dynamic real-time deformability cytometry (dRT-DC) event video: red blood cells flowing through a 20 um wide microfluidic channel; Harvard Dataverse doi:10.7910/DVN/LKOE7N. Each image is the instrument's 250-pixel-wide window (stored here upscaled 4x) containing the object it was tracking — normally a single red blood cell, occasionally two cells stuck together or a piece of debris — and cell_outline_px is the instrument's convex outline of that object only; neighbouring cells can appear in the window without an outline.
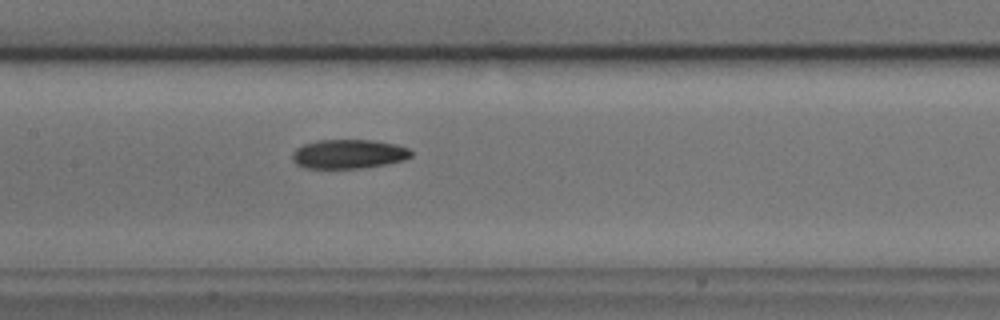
{"species": "common noctule bat (a hibernating species)", "species_latin": "Nyctalus noctula", "temperature_condition": "cold", "stored_images_in_passage": 38, "camera_frame_rate_fps": 3000, "um_per_image_px": 0.085, "animal": {"sex": "male", "body_mass_g": 17.9, "forearm_length_mm": 54.2}, "frame": {"image": 1, "passage_image": 13, "time_ms": 4.0, "image_size_px": [1000, 320], "cell_outline_px": [[412, 156], [404, 160], [388, 164], [360, 168], [304, 168], [296, 164], [292, 160], [292, 152], [296, 148], [304, 144], [316, 140], [372, 140], [396, 144], [408, 148], [412, 152]], "centroid_in_image_um": [29.62, 13.09], "position_along_channel_um": 177.8, "area_um2": 20.35}}
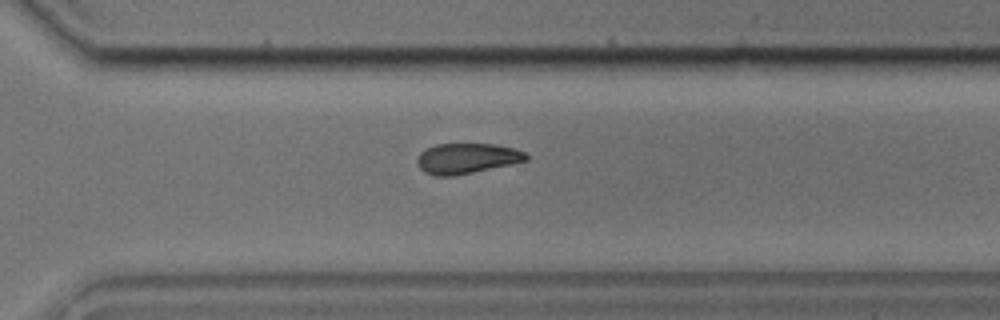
{"frame": {"image": 2, "passage_image": 25, "time_ms": 8.0, "image_size_px": [1000, 320], "cell_outline_px": [[528, 160], [472, 172], [452, 176], [432, 176], [424, 172], [416, 164], [416, 160], [420, 152], [436, 144], [492, 144], [516, 148], [524, 152], [528, 156]], "centroid_in_image_um": [39.64, 13.46], "position_along_channel_um": 331.0, "area_um2": 19.19}}
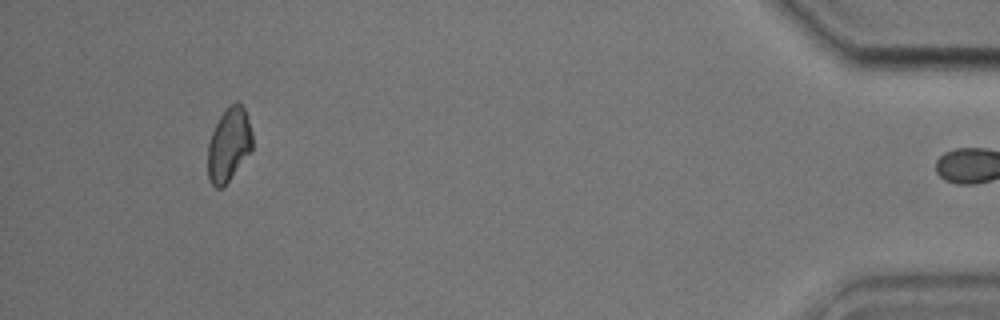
{"frame": {"image": 3, "passage_image": 37, "time_ms": 12.0, "image_size_px": [1000, 320], "cell_outline_px": [[252, 148], [228, 180], [220, 188], [216, 188], [208, 180], [208, 144], [212, 132], [220, 116], [236, 100], [240, 100], [244, 108], [252, 132]], "centroid_in_image_um": [19.44, 12.26], "position_along_channel_um": 415.8, "area_um2": 18.67}, "authors_computed_cell_mechanics": {"area_um2": 19.8543, "velocity_mm_per_s": 3.8466, "shape_relaxation_time_tau1_ms": 3.0248, "shape_relaxation_time_tau2_ms": null, "deformation_change_tau1": 0.1189, "deformation_change_tau2": null}}